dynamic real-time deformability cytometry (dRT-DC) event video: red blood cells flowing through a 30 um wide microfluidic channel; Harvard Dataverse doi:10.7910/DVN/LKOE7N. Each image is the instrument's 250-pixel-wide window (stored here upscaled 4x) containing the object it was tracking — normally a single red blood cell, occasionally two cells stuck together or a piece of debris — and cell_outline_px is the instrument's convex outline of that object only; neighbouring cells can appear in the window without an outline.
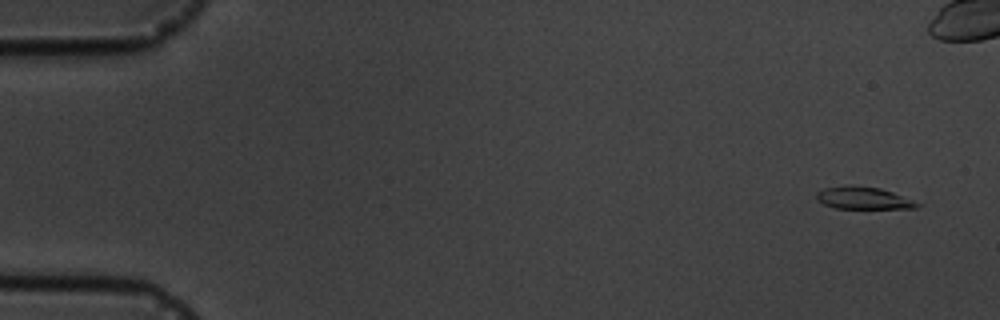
{"species": "common noctule bat (a hibernating species)", "species_latin": "Nyctalus noctula", "temperature_condition": "cold", "stored_images_in_passage": 6, "camera_frame_rate_fps": 3000, "um_per_image_px": 0.085, "animal": {"sex": "male", "body_mass_g": 19.5, "forearm_length_mm": 54.6}, "frame": {"image": 1, "passage_image": 1, "time_ms": 0.0, "image_size_px": [1000, 320], "cell_outline_px": [[920, 204], [916, 208], [836, 208], [824, 204], [816, 196], [816, 192], [824, 188], [844, 184], [848, 184], [880, 188], [892, 192]], "centroid_in_image_um": [73.32, 16.81], "position_along_channel_um": 11.7, "area_um2": 12.89}}